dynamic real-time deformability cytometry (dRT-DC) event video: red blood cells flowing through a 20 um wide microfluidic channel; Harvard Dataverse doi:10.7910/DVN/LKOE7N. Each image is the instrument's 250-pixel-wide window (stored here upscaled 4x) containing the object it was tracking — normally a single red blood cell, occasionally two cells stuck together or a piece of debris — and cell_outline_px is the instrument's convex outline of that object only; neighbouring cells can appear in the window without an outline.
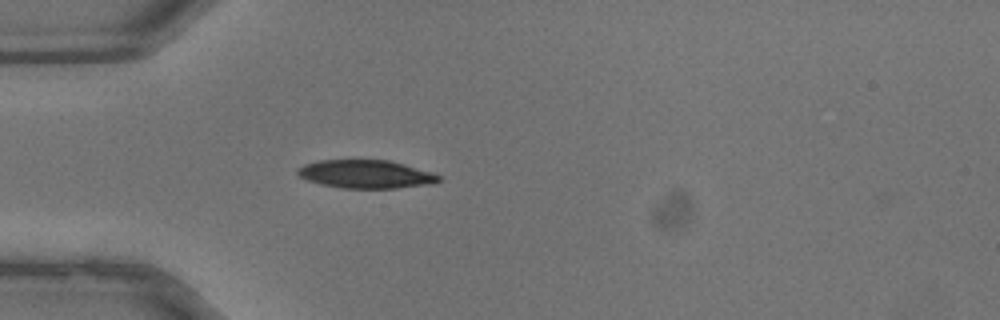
{"species": "common noctule bat (a hibernating species)", "species_latin": "Nyctalus noctula", "temperature_condition": "warm", "stored_images_in_passage": 27, "camera_frame_rate_fps": 3000, "um_per_image_px": 0.085, "animal": {"sex": "male", "body_mass_g": 13.3}, "frame": {"image": 1, "passage_image": 1, "time_ms": 0.0, "image_size_px": [1000, 320], "cell_outline_px": [[440, 180], [432, 184], [396, 188], [340, 188], [320, 184], [308, 180], [300, 176], [296, 172], [296, 168], [304, 164], [320, 160], [388, 160], [404, 164], [432, 172], [440, 176]], "centroid_in_image_um": [31.08, 14.8], "position_along_channel_um": 53.9, "area_um2": 23.24}}
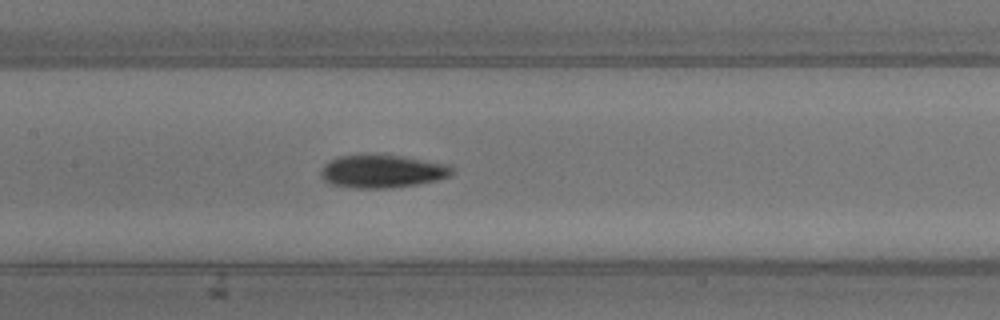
{"frame": {"image": 2, "passage_image": 8, "time_ms": 2.333, "image_size_px": [1000, 320], "cell_outline_px": [[452, 172], [448, 176], [436, 180], [416, 184], [392, 188], [352, 188], [328, 184], [320, 176], [320, 172], [324, 164], [340, 156], [364, 152], [404, 156], [452, 164]], "centroid_in_image_um": [32.46, 14.53], "position_along_channel_um": 174.9, "area_um2": 25.95}}
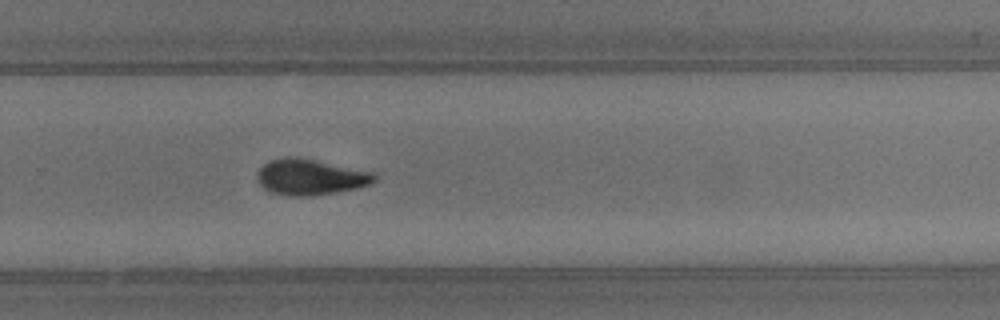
{"frame": {"image": 3, "passage_image": 15, "time_ms": 4.667, "image_size_px": [1000, 320], "cell_outline_px": [[376, 180], [372, 184], [356, 188], [312, 196], [288, 196], [272, 192], [264, 188], [256, 180], [256, 172], [268, 160], [288, 156], [296, 156], [376, 172]], "centroid_in_image_um": [26.38, 15.03], "position_along_channel_um": 303.4, "area_um2": 24.8}}